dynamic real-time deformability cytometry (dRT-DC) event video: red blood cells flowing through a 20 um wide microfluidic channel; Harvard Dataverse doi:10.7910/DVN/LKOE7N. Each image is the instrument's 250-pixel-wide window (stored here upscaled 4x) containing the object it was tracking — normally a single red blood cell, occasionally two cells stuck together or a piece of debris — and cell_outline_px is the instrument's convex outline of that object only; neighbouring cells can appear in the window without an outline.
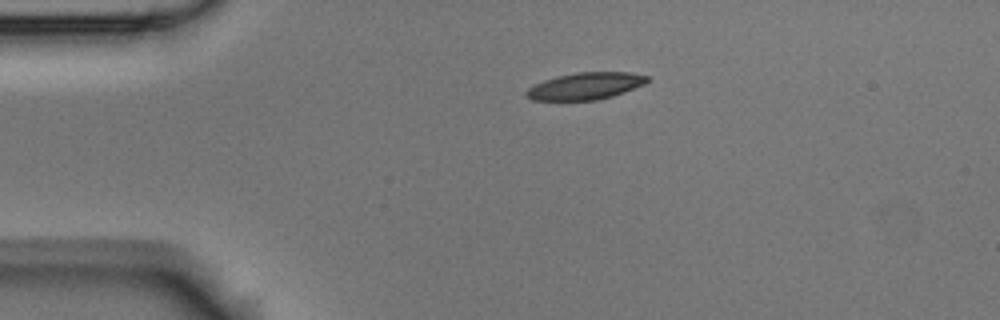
{"species": "Egyptian fruit bat (a non-hibernating species)", "species_latin": "Rousettus aegyptiacus", "temperature_condition": "room temperature", "stored_images_in_passage": 2, "camera_frame_rate_fps": 3000, "um_per_image_px": 0.085, "animal": {"sex": "male"}, "frame": {"image": 1, "passage_image": 1, "time_ms": 0.0, "image_size_px": [1000, 320], "cell_outline_px": [[648, 80], [644, 84], [624, 92], [612, 96], [596, 100], [532, 100], [524, 92], [528, 88], [544, 80], [556, 76], [576, 72], [628, 72], [648, 76]], "centroid_in_image_um": [49.75, 7.31], "position_along_channel_um": 35.2, "area_um2": 18.84}}